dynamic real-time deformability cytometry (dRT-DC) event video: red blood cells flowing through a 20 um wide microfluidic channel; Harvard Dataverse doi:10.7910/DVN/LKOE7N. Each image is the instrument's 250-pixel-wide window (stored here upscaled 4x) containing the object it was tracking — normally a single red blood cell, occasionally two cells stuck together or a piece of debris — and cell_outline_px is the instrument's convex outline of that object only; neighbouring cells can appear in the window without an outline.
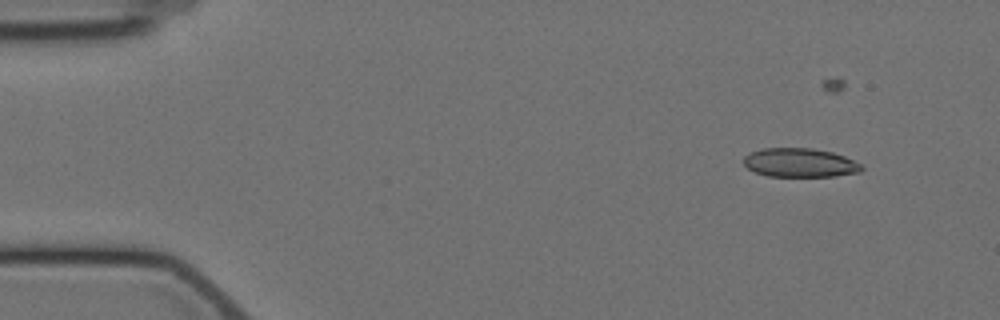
{"species": "Egyptian fruit bat (a non-hibernating species)", "species_latin": "Rousettus aegyptiacus", "temperature_condition": "cold", "stored_images_in_passage": 5, "camera_frame_rate_fps": 3000, "um_per_image_px": 0.085, "animal": {"sex": "female"}, "frame": {"image": 1, "passage_image": 1, "time_ms": 0.0, "image_size_px": [1000, 320], "cell_outline_px": [[864, 168], [860, 172], [836, 176], [768, 176], [756, 172], [748, 168], [744, 164], [744, 156], [752, 152], [764, 148], [812, 148], [832, 152], [844, 156], [860, 164]], "centroid_in_image_um": [68.0, 13.83], "position_along_channel_um": 17.0, "area_um2": 19.71}}
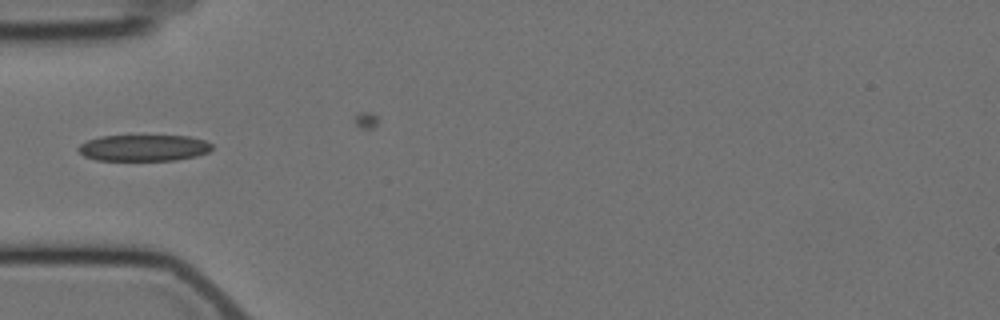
{"frame": {"image": 2, "passage_image": 4, "time_ms": 4.333, "image_size_px": [1000, 320], "cell_outline_px": [[212, 148], [208, 152], [196, 156], [176, 160], [96, 160], [84, 156], [76, 148], [80, 144], [88, 140], [100, 136], [188, 136], [204, 140], [212, 144]], "centroid_in_image_um": [12.2, 12.57], "position_along_channel_um": 72.8, "area_um2": 20.46}}